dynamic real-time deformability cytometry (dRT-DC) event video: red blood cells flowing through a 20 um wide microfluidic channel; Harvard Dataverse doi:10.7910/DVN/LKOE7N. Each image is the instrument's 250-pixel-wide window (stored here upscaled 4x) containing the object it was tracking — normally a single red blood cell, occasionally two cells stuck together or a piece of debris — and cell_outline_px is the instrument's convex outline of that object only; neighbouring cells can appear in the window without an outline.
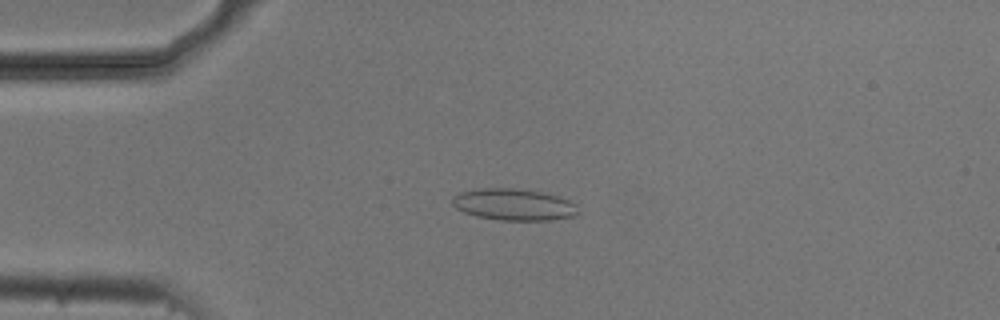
{"species": "common noctule bat (a hibernating species)", "species_latin": "Nyctalus noctula", "temperature_condition": "cold", "stored_images_in_passage": 44, "camera_frame_rate_fps": 3000, "um_per_image_px": 0.085, "animal": {"sex": "male", "body_mass_g": 20.5, "forearm_length_mm": 52.5}, "frame": {"image": 1, "passage_image": 6, "time_ms": 1.667, "image_size_px": [1000, 320], "cell_outline_px": [[576, 212], [572, 216], [548, 220], [500, 220], [476, 216], [464, 212], [456, 208], [452, 204], [452, 196], [460, 192], [476, 188], [512, 188], [540, 192], [556, 196], [568, 200], [576, 204]], "centroid_in_image_um": [43.59, 17.38], "position_along_channel_um": 41.4, "area_um2": 22.95}}
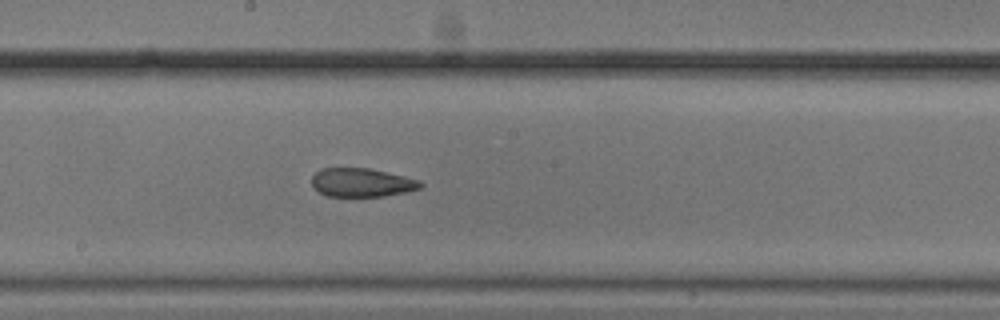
{"frame": {"image": 2, "passage_image": 22, "time_ms": 7.0, "image_size_px": [1000, 320], "cell_outline_px": [[424, 184], [420, 188], [404, 192], [384, 196], [328, 196], [320, 192], [312, 184], [312, 176], [320, 168], [368, 168], [420, 180]], "centroid_in_image_um": [30.74, 15.51], "position_along_channel_um": 217.5, "area_um2": 17.92}}
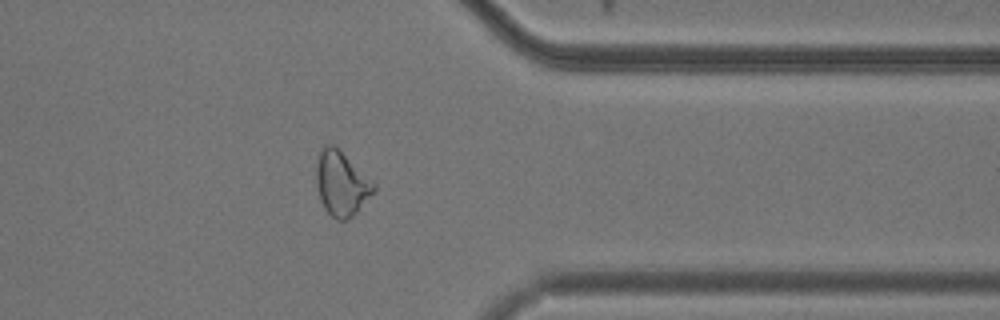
{"frame": {"image": 3, "passage_image": 36, "time_ms": 11.667, "image_size_px": [1000, 320], "cell_outline_px": [[376, 188], [356, 212], [348, 220], [336, 220], [324, 208], [320, 200], [316, 184], [316, 164], [320, 148], [324, 144], [336, 144], [376, 184]], "centroid_in_image_um": [28.99, 15.54], "position_along_channel_um": 382.4, "area_um2": 21.85}}